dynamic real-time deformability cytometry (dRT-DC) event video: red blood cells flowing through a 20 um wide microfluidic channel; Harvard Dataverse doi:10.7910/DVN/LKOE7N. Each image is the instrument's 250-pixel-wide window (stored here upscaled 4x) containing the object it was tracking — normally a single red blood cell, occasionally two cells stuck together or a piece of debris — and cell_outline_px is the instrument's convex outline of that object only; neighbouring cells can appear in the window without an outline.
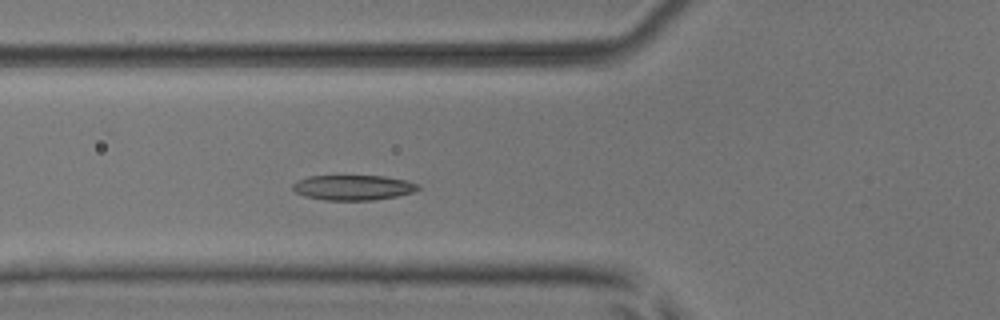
{"species": "common noctule bat (a hibernating species)", "species_latin": "Nyctalus noctula", "temperature_condition": "room temperature", "stored_images_in_passage": 5, "camera_frame_rate_fps": 3000, "um_per_image_px": 0.085, "animal": {"sex": "male", "body_mass_g": 17.9, "forearm_length_mm": 54.2}, "frame": {"image": 1, "passage_image": 5, "time_ms": 4.333, "image_size_px": [1000, 320], "cell_outline_px": [[420, 188], [412, 192], [396, 196], [372, 200], [324, 200], [304, 196], [296, 192], [292, 188], [292, 184], [296, 180], [308, 176], [384, 176], [408, 180], [420, 184]], "centroid_in_image_um": [30.01, 15.93], "position_along_channel_um": 95.8, "area_um2": 18.44}}